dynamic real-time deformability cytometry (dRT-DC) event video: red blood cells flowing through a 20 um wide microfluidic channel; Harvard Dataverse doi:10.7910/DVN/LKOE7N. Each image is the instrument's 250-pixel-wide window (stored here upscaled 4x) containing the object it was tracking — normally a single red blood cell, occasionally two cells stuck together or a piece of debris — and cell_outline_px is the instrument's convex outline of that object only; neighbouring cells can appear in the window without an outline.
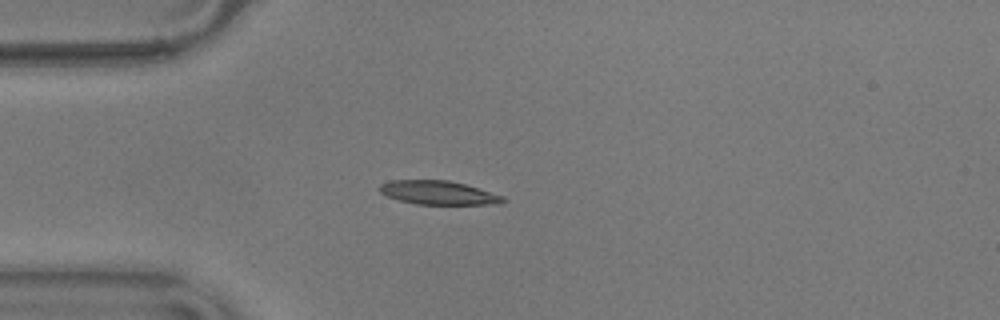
{"species": "common noctule bat (a hibernating species)", "species_latin": "Nyctalus noctula", "temperature_condition": "warm", "stored_images_in_passage": 42, "camera_frame_rate_fps": 3000, "um_per_image_px": 0.085, "animal": {"sex": "male", "body_mass_g": 17.9}, "frame": {"image": 1, "passage_image": 1, "time_ms": 0.0, "image_size_px": [1000, 320], "cell_outline_px": [[504, 200], [500, 204], [416, 204], [400, 200], [388, 196], [380, 192], [380, 184], [392, 180], [448, 180], [464, 184], [504, 196]], "centroid_in_image_um": [37.25, 16.38], "position_along_channel_um": 47.7, "area_um2": 16.82}}
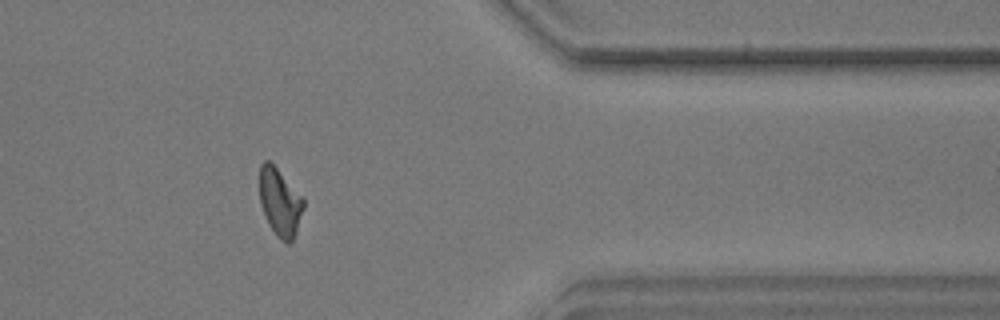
{"frame": {"image": 2, "passage_image": 32, "time_ms": 10.333, "image_size_px": [1000, 320], "cell_outline_px": [[304, 208], [296, 232], [292, 240], [288, 244], [280, 240], [276, 236], [268, 224], [260, 204], [260, 164], [264, 160], [268, 160], [304, 196]], "centroid_in_image_um": [23.81, 17.2], "position_along_channel_um": 387.6, "area_um2": 17.46}}
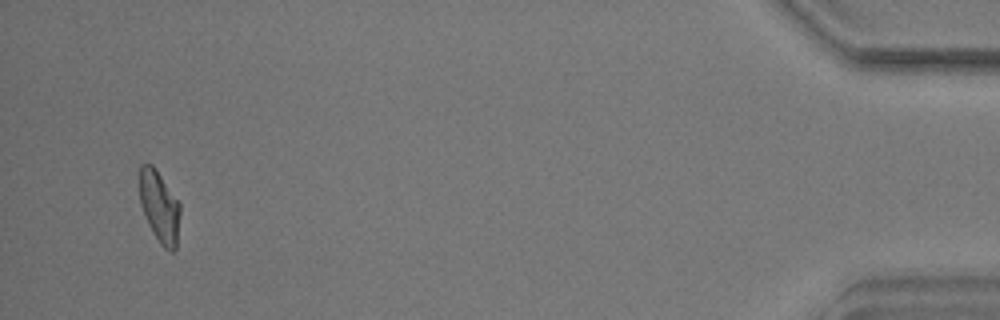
{"frame": {"image": 3, "passage_image": 40, "time_ms": 13.0, "image_size_px": [1000, 320], "cell_outline_px": [[180, 212], [176, 248], [172, 252], [164, 248], [160, 244], [152, 232], [148, 224], [140, 204], [140, 164], [152, 164], [180, 204]], "centroid_in_image_um": [13.55, 17.6], "position_along_channel_um": 421.7, "area_um2": 16.7}, "authors_computed_cell_mechanics": {"area_um2": 17.4267, "velocity_mm_per_s": 3.5919, "shape_relaxation_time_tau1_ms": 4.1261, "shape_relaxation_time_tau2_ms": 1.0622, "deformation_change_tau1": 0.158, "deformation_change_tau2": 0.0716}}